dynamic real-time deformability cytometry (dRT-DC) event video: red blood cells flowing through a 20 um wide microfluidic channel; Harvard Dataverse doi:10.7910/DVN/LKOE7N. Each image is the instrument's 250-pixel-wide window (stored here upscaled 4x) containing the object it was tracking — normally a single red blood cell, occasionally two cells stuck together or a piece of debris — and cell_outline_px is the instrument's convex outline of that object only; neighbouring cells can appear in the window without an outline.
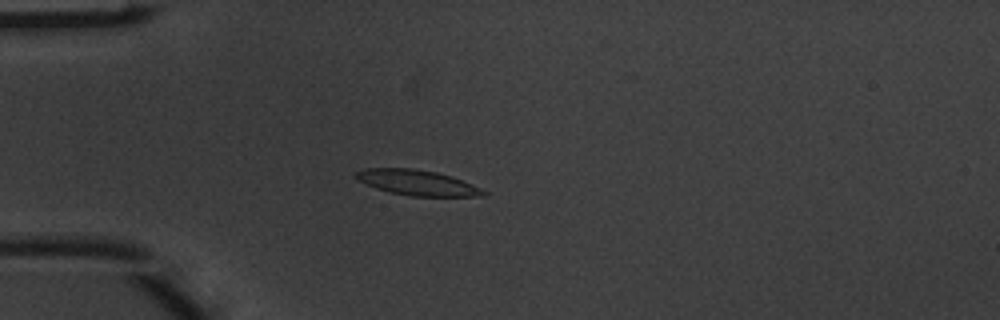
{"species": "common noctule bat (a hibernating species)", "species_latin": "Nyctalus noctula", "temperature_condition": "warm", "stored_images_in_passage": 5, "camera_frame_rate_fps": 3000, "um_per_image_px": 0.085, "animal": {"sex": "male", "body_mass_g": 20.1, "forearm_length_mm": 53.5}, "frame": {"image": 1, "passage_image": 4, "time_ms": 1.0, "image_size_px": [1000, 320], "cell_outline_px": [[488, 196], [412, 196], [388, 192], [376, 188], [356, 180], [352, 176], [352, 172], [364, 168], [412, 168], [436, 172], [452, 176], [472, 184], [488, 192]], "centroid_in_image_um": [35.41, 15.52], "position_along_channel_um": 49.6, "area_um2": 19.13}}